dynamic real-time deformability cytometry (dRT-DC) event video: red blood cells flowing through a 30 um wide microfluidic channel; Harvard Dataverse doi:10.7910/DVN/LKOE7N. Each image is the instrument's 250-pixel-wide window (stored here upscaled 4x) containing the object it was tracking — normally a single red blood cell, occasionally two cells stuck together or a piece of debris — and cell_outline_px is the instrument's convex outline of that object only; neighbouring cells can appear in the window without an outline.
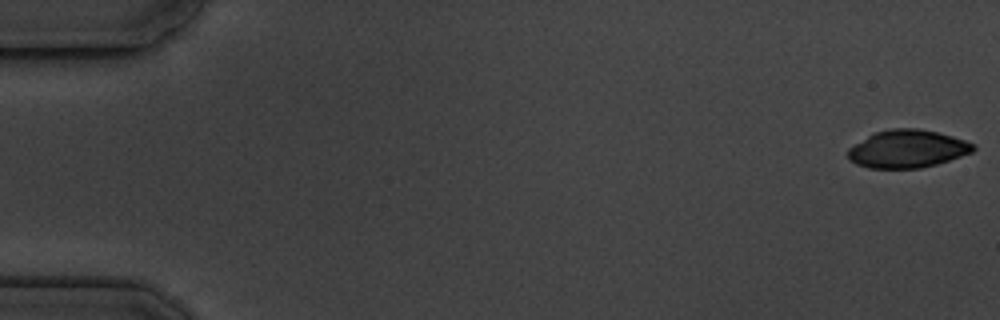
{"species": "common noctule bat (a hibernating species)", "species_latin": "Nyctalus noctula", "temperature_condition": "cold", "stored_images_in_passage": 16, "camera_frame_rate_fps": 3000, "um_per_image_px": 0.085, "animal": {"sex": "male", "body_mass_g": 19.5, "forearm_length_mm": 54.6}, "frame": {"image": 1, "passage_image": 1, "time_ms": 0.0, "image_size_px": [1000, 320], "cell_outline_px": [[976, 148], [972, 152], [936, 164], [920, 168], [868, 168], [856, 164], [848, 160], [848, 148], [872, 132], [892, 128], [916, 128], [936, 132], [952, 136], [976, 144]], "centroid_in_image_um": [77.09, 12.65], "position_along_channel_um": 7.9, "area_um2": 27.69}}
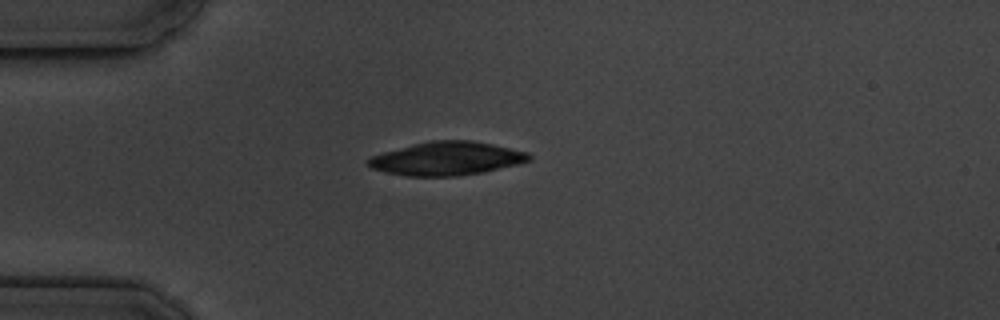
{"frame": {"image": 2, "passage_image": 5, "time_ms": 4.667, "image_size_px": [1000, 320], "cell_outline_px": [[532, 160], [520, 164], [484, 172], [456, 176], [408, 176], [384, 172], [372, 168], [368, 164], [368, 160], [372, 156], [384, 152], [432, 140], [472, 140], [492, 144], [528, 152], [532, 156]], "centroid_in_image_um": [38.04, 13.48], "position_along_channel_um": 47.0, "area_um2": 31.21}}